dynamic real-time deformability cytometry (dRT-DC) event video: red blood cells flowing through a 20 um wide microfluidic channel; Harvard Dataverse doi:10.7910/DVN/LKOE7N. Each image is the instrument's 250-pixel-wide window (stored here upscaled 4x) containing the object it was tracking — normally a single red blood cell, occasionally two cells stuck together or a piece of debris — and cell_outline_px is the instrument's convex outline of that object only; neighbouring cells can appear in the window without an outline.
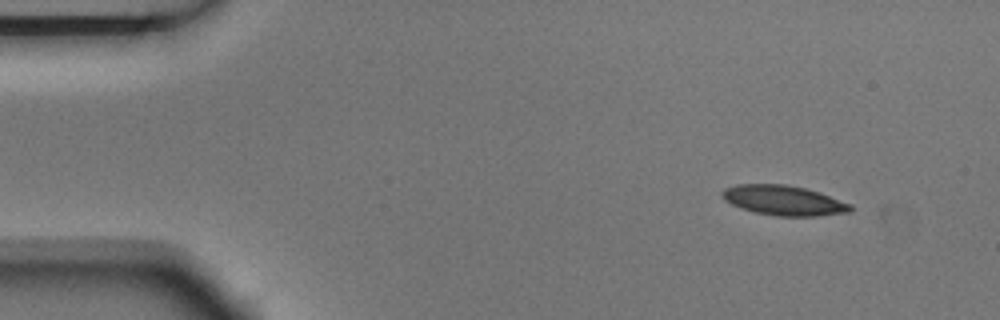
{"species": "Egyptian fruit bat (a non-hibernating species)", "species_latin": "Rousettus aegyptiacus", "temperature_condition": "room temperature", "stored_images_in_passage": 10, "camera_frame_rate_fps": 3000, "um_per_image_px": 0.085, "animal": {"sex": "male"}, "frame": {"image": 1, "passage_image": 1, "time_ms": 0.0, "image_size_px": [1000, 320], "cell_outline_px": [[852, 212], [816, 216], [776, 216], [756, 212], [740, 208], [724, 200], [720, 196], [720, 192], [724, 188], [736, 184], [788, 184], [820, 192], [852, 204]], "centroid_in_image_um": [66.6, 17.03], "position_along_channel_um": 18.4, "area_um2": 22.6}}
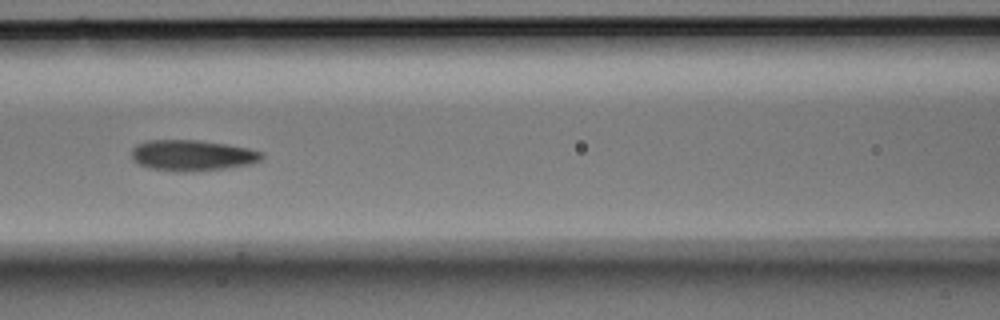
{"frame": {"image": 2, "passage_image": 6, "time_ms": 1.667, "image_size_px": [1000, 320], "cell_outline_px": [[264, 156], [260, 160], [252, 164], [224, 168], [184, 172], [180, 172], [148, 168], [132, 160], [132, 148], [136, 144], [148, 140], [200, 140], [248, 148], [264, 152]], "centroid_in_image_um": [16.33, 13.2], "position_along_channel_um": 150.3, "area_um2": 23.47}}
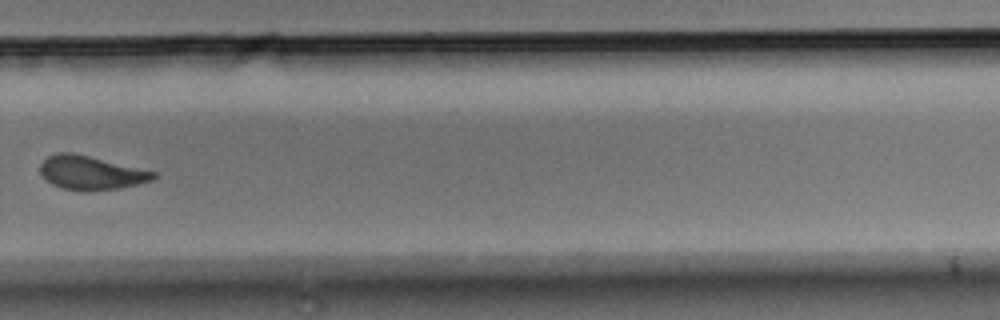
{"frame": {"image": 3, "passage_image": 10, "time_ms": 3.0, "image_size_px": [1000, 320], "cell_outline_px": [[156, 176], [152, 180], [120, 188], [80, 192], [60, 188], [52, 184], [40, 172], [40, 164], [48, 156], [56, 152], [72, 152], [156, 172]], "centroid_in_image_um": [7.69, 14.69], "position_along_channel_um": 322.1, "area_um2": 22.2}}